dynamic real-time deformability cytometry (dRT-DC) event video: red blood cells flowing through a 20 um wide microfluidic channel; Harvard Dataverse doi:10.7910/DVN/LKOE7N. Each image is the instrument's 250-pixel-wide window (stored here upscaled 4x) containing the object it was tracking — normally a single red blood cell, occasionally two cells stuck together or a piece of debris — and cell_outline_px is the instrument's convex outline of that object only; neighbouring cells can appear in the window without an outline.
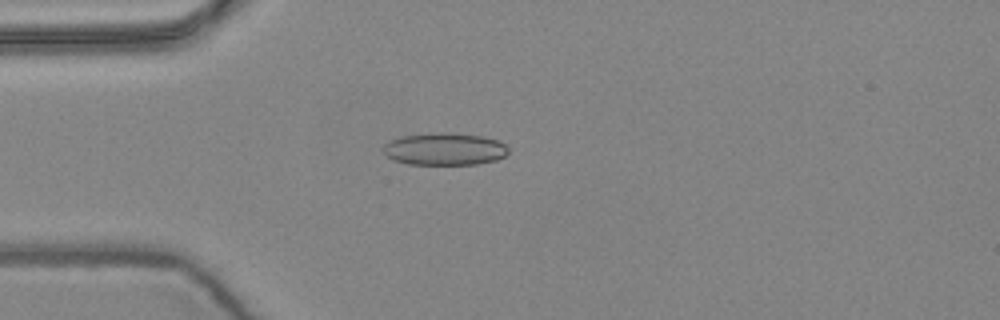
{"species": "common noctule bat (a hibernating species)", "species_latin": "Nyctalus noctula", "temperature_condition": "warm", "stored_images_in_passage": 1, "camera_frame_rate_fps": 3000, "um_per_image_px": 0.085, "animal": {"sex": "female", "body_mass_g": 24.6, "forearm_length_mm": 56.2}, "frame": {"image": 1, "passage_image": 1, "time_ms": 0.0, "image_size_px": [1000, 320], "cell_outline_px": [[508, 152], [504, 156], [496, 160], [476, 164], [408, 164], [392, 160], [384, 152], [384, 144], [388, 140], [400, 136], [436, 132], [452, 132], [480, 136], [500, 140], [508, 148]], "centroid_in_image_um": [37.78, 12.65], "position_along_channel_um": 47.2, "area_um2": 23.76}}